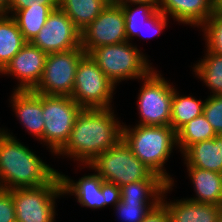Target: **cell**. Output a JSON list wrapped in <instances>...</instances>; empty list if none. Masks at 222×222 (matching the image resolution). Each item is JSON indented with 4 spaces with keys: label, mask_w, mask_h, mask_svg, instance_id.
Here are the masks:
<instances>
[{
    "label": "cell",
    "mask_w": 222,
    "mask_h": 222,
    "mask_svg": "<svg viewBox=\"0 0 222 222\" xmlns=\"http://www.w3.org/2000/svg\"><path fill=\"white\" fill-rule=\"evenodd\" d=\"M159 4L141 3L135 8L132 5L121 6L125 17V29L127 41L133 37L142 36V28L145 20H148L157 10Z\"/></svg>",
    "instance_id": "4316f807"
},
{
    "label": "cell",
    "mask_w": 222,
    "mask_h": 222,
    "mask_svg": "<svg viewBox=\"0 0 222 222\" xmlns=\"http://www.w3.org/2000/svg\"><path fill=\"white\" fill-rule=\"evenodd\" d=\"M47 55L31 42H27L0 74H10L19 80L14 90H33L42 78Z\"/></svg>",
    "instance_id": "5bb4252c"
},
{
    "label": "cell",
    "mask_w": 222,
    "mask_h": 222,
    "mask_svg": "<svg viewBox=\"0 0 222 222\" xmlns=\"http://www.w3.org/2000/svg\"><path fill=\"white\" fill-rule=\"evenodd\" d=\"M190 180L194 184L195 197L188 198L195 202L222 206V173L186 166Z\"/></svg>",
    "instance_id": "ac0fdd59"
},
{
    "label": "cell",
    "mask_w": 222,
    "mask_h": 222,
    "mask_svg": "<svg viewBox=\"0 0 222 222\" xmlns=\"http://www.w3.org/2000/svg\"><path fill=\"white\" fill-rule=\"evenodd\" d=\"M88 167L116 190L125 184L144 179H162L142 163L123 140L99 154Z\"/></svg>",
    "instance_id": "277c9868"
},
{
    "label": "cell",
    "mask_w": 222,
    "mask_h": 222,
    "mask_svg": "<svg viewBox=\"0 0 222 222\" xmlns=\"http://www.w3.org/2000/svg\"><path fill=\"white\" fill-rule=\"evenodd\" d=\"M142 80L143 86L137 97L140 115L138 125H170L171 102L175 87L154 69Z\"/></svg>",
    "instance_id": "9c48e42d"
},
{
    "label": "cell",
    "mask_w": 222,
    "mask_h": 222,
    "mask_svg": "<svg viewBox=\"0 0 222 222\" xmlns=\"http://www.w3.org/2000/svg\"><path fill=\"white\" fill-rule=\"evenodd\" d=\"M205 100H197L192 95L180 96L174 88L171 102L170 126L177 132L182 126L192 119L203 114Z\"/></svg>",
    "instance_id": "cb8c5ba5"
},
{
    "label": "cell",
    "mask_w": 222,
    "mask_h": 222,
    "mask_svg": "<svg viewBox=\"0 0 222 222\" xmlns=\"http://www.w3.org/2000/svg\"><path fill=\"white\" fill-rule=\"evenodd\" d=\"M219 145H220V152H221V158H222V134L219 135Z\"/></svg>",
    "instance_id": "74e56055"
},
{
    "label": "cell",
    "mask_w": 222,
    "mask_h": 222,
    "mask_svg": "<svg viewBox=\"0 0 222 222\" xmlns=\"http://www.w3.org/2000/svg\"><path fill=\"white\" fill-rule=\"evenodd\" d=\"M142 222H170L168 208L160 200L154 207L151 208Z\"/></svg>",
    "instance_id": "d6a6232c"
},
{
    "label": "cell",
    "mask_w": 222,
    "mask_h": 222,
    "mask_svg": "<svg viewBox=\"0 0 222 222\" xmlns=\"http://www.w3.org/2000/svg\"><path fill=\"white\" fill-rule=\"evenodd\" d=\"M206 52L204 58L194 64L193 72L212 91L211 95H222V55Z\"/></svg>",
    "instance_id": "d4e9b609"
},
{
    "label": "cell",
    "mask_w": 222,
    "mask_h": 222,
    "mask_svg": "<svg viewBox=\"0 0 222 222\" xmlns=\"http://www.w3.org/2000/svg\"><path fill=\"white\" fill-rule=\"evenodd\" d=\"M167 185L163 179H144L121 186L117 197L122 202L158 203Z\"/></svg>",
    "instance_id": "ffe728a7"
},
{
    "label": "cell",
    "mask_w": 222,
    "mask_h": 222,
    "mask_svg": "<svg viewBox=\"0 0 222 222\" xmlns=\"http://www.w3.org/2000/svg\"><path fill=\"white\" fill-rule=\"evenodd\" d=\"M203 115L215 133L222 134V95H210L206 98Z\"/></svg>",
    "instance_id": "f546056e"
},
{
    "label": "cell",
    "mask_w": 222,
    "mask_h": 222,
    "mask_svg": "<svg viewBox=\"0 0 222 222\" xmlns=\"http://www.w3.org/2000/svg\"><path fill=\"white\" fill-rule=\"evenodd\" d=\"M112 108L82 109L65 146L56 154L74 158L86 167L99 154L122 140L123 125Z\"/></svg>",
    "instance_id": "6da1fadb"
},
{
    "label": "cell",
    "mask_w": 222,
    "mask_h": 222,
    "mask_svg": "<svg viewBox=\"0 0 222 222\" xmlns=\"http://www.w3.org/2000/svg\"><path fill=\"white\" fill-rule=\"evenodd\" d=\"M217 137L201 141L189 146L184 152V164L186 166L222 173V158Z\"/></svg>",
    "instance_id": "d6986e66"
},
{
    "label": "cell",
    "mask_w": 222,
    "mask_h": 222,
    "mask_svg": "<svg viewBox=\"0 0 222 222\" xmlns=\"http://www.w3.org/2000/svg\"><path fill=\"white\" fill-rule=\"evenodd\" d=\"M0 222H16V213L12 194L0 189Z\"/></svg>",
    "instance_id": "1f68e13d"
},
{
    "label": "cell",
    "mask_w": 222,
    "mask_h": 222,
    "mask_svg": "<svg viewBox=\"0 0 222 222\" xmlns=\"http://www.w3.org/2000/svg\"><path fill=\"white\" fill-rule=\"evenodd\" d=\"M10 0H0V15L7 13L8 5Z\"/></svg>",
    "instance_id": "d590c367"
},
{
    "label": "cell",
    "mask_w": 222,
    "mask_h": 222,
    "mask_svg": "<svg viewBox=\"0 0 222 222\" xmlns=\"http://www.w3.org/2000/svg\"><path fill=\"white\" fill-rule=\"evenodd\" d=\"M158 10L178 23L201 26L214 13L213 0H159Z\"/></svg>",
    "instance_id": "e0dca14e"
},
{
    "label": "cell",
    "mask_w": 222,
    "mask_h": 222,
    "mask_svg": "<svg viewBox=\"0 0 222 222\" xmlns=\"http://www.w3.org/2000/svg\"><path fill=\"white\" fill-rule=\"evenodd\" d=\"M217 222H222V210H221L220 215H219V217L217 219Z\"/></svg>",
    "instance_id": "f35d334b"
},
{
    "label": "cell",
    "mask_w": 222,
    "mask_h": 222,
    "mask_svg": "<svg viewBox=\"0 0 222 222\" xmlns=\"http://www.w3.org/2000/svg\"><path fill=\"white\" fill-rule=\"evenodd\" d=\"M201 27L206 50L222 55V13L214 11Z\"/></svg>",
    "instance_id": "83f0119b"
},
{
    "label": "cell",
    "mask_w": 222,
    "mask_h": 222,
    "mask_svg": "<svg viewBox=\"0 0 222 222\" xmlns=\"http://www.w3.org/2000/svg\"><path fill=\"white\" fill-rule=\"evenodd\" d=\"M214 11L222 13V0H213Z\"/></svg>",
    "instance_id": "8d00e7d4"
},
{
    "label": "cell",
    "mask_w": 222,
    "mask_h": 222,
    "mask_svg": "<svg viewBox=\"0 0 222 222\" xmlns=\"http://www.w3.org/2000/svg\"><path fill=\"white\" fill-rule=\"evenodd\" d=\"M89 55L116 86L123 80H142L154 69L147 56L130 41L96 47Z\"/></svg>",
    "instance_id": "5b68a950"
},
{
    "label": "cell",
    "mask_w": 222,
    "mask_h": 222,
    "mask_svg": "<svg viewBox=\"0 0 222 222\" xmlns=\"http://www.w3.org/2000/svg\"><path fill=\"white\" fill-rule=\"evenodd\" d=\"M10 101L20 123L42 143L44 130L43 94L33 90H14Z\"/></svg>",
    "instance_id": "9a60e30c"
},
{
    "label": "cell",
    "mask_w": 222,
    "mask_h": 222,
    "mask_svg": "<svg viewBox=\"0 0 222 222\" xmlns=\"http://www.w3.org/2000/svg\"><path fill=\"white\" fill-rule=\"evenodd\" d=\"M173 186V184H168L161 196V201L168 208L170 222H217L222 206L195 202L188 198L175 200L176 202L165 200L164 194L172 190Z\"/></svg>",
    "instance_id": "2e32d148"
},
{
    "label": "cell",
    "mask_w": 222,
    "mask_h": 222,
    "mask_svg": "<svg viewBox=\"0 0 222 222\" xmlns=\"http://www.w3.org/2000/svg\"><path fill=\"white\" fill-rule=\"evenodd\" d=\"M126 41L125 17L122 7L111 3L81 31V47L86 54L96 47Z\"/></svg>",
    "instance_id": "8fae6325"
},
{
    "label": "cell",
    "mask_w": 222,
    "mask_h": 222,
    "mask_svg": "<svg viewBox=\"0 0 222 222\" xmlns=\"http://www.w3.org/2000/svg\"><path fill=\"white\" fill-rule=\"evenodd\" d=\"M83 108L69 96L43 94V143L57 154L68 142L73 125Z\"/></svg>",
    "instance_id": "ba28073f"
},
{
    "label": "cell",
    "mask_w": 222,
    "mask_h": 222,
    "mask_svg": "<svg viewBox=\"0 0 222 222\" xmlns=\"http://www.w3.org/2000/svg\"><path fill=\"white\" fill-rule=\"evenodd\" d=\"M215 137L217 134L205 116L201 114L176 132V143L182 154L189 146Z\"/></svg>",
    "instance_id": "484cf974"
},
{
    "label": "cell",
    "mask_w": 222,
    "mask_h": 222,
    "mask_svg": "<svg viewBox=\"0 0 222 222\" xmlns=\"http://www.w3.org/2000/svg\"><path fill=\"white\" fill-rule=\"evenodd\" d=\"M64 195L76 196L77 202L87 208L100 209L114 205L117 190L106 184L99 174L83 175L78 181L60 173Z\"/></svg>",
    "instance_id": "4fadbf2b"
},
{
    "label": "cell",
    "mask_w": 222,
    "mask_h": 222,
    "mask_svg": "<svg viewBox=\"0 0 222 222\" xmlns=\"http://www.w3.org/2000/svg\"><path fill=\"white\" fill-rule=\"evenodd\" d=\"M167 20L168 17L165 14H163L160 10H157L148 20L144 21L142 28V36H137V37H141L143 39L148 37L150 38V36L157 34L160 35L161 31L164 30V28L167 26L168 22ZM148 32L149 34L152 33V35L149 36ZM145 33L148 34V37L145 35Z\"/></svg>",
    "instance_id": "4dcf8cb0"
},
{
    "label": "cell",
    "mask_w": 222,
    "mask_h": 222,
    "mask_svg": "<svg viewBox=\"0 0 222 222\" xmlns=\"http://www.w3.org/2000/svg\"><path fill=\"white\" fill-rule=\"evenodd\" d=\"M85 55L81 46L48 54L42 78L33 91L45 95L71 97L76 70Z\"/></svg>",
    "instance_id": "30bf717a"
},
{
    "label": "cell",
    "mask_w": 222,
    "mask_h": 222,
    "mask_svg": "<svg viewBox=\"0 0 222 222\" xmlns=\"http://www.w3.org/2000/svg\"><path fill=\"white\" fill-rule=\"evenodd\" d=\"M157 203L122 202L118 197L114 201V211L123 222H142L152 207Z\"/></svg>",
    "instance_id": "f1b7e54d"
},
{
    "label": "cell",
    "mask_w": 222,
    "mask_h": 222,
    "mask_svg": "<svg viewBox=\"0 0 222 222\" xmlns=\"http://www.w3.org/2000/svg\"><path fill=\"white\" fill-rule=\"evenodd\" d=\"M58 5L31 6L16 10L10 16L15 20L27 42H31L44 26L46 19Z\"/></svg>",
    "instance_id": "7402d4cb"
},
{
    "label": "cell",
    "mask_w": 222,
    "mask_h": 222,
    "mask_svg": "<svg viewBox=\"0 0 222 222\" xmlns=\"http://www.w3.org/2000/svg\"><path fill=\"white\" fill-rule=\"evenodd\" d=\"M39 4L58 5V0H10L6 15H10L16 10H21L31 6H38Z\"/></svg>",
    "instance_id": "836d02e7"
},
{
    "label": "cell",
    "mask_w": 222,
    "mask_h": 222,
    "mask_svg": "<svg viewBox=\"0 0 222 222\" xmlns=\"http://www.w3.org/2000/svg\"><path fill=\"white\" fill-rule=\"evenodd\" d=\"M109 3L119 5V6H126V5L136 6L137 4H141V3L159 4V0H109Z\"/></svg>",
    "instance_id": "e575fe53"
},
{
    "label": "cell",
    "mask_w": 222,
    "mask_h": 222,
    "mask_svg": "<svg viewBox=\"0 0 222 222\" xmlns=\"http://www.w3.org/2000/svg\"><path fill=\"white\" fill-rule=\"evenodd\" d=\"M115 87L90 55L86 54L78 64L71 98L83 109L113 108L111 99Z\"/></svg>",
    "instance_id": "52a82bcc"
},
{
    "label": "cell",
    "mask_w": 222,
    "mask_h": 222,
    "mask_svg": "<svg viewBox=\"0 0 222 222\" xmlns=\"http://www.w3.org/2000/svg\"><path fill=\"white\" fill-rule=\"evenodd\" d=\"M7 131L0 128V189L43 186L59 173Z\"/></svg>",
    "instance_id": "7a4b0ae2"
},
{
    "label": "cell",
    "mask_w": 222,
    "mask_h": 222,
    "mask_svg": "<svg viewBox=\"0 0 222 222\" xmlns=\"http://www.w3.org/2000/svg\"><path fill=\"white\" fill-rule=\"evenodd\" d=\"M108 4L109 0H58V8L80 31L94 21Z\"/></svg>",
    "instance_id": "44dd1931"
},
{
    "label": "cell",
    "mask_w": 222,
    "mask_h": 222,
    "mask_svg": "<svg viewBox=\"0 0 222 222\" xmlns=\"http://www.w3.org/2000/svg\"><path fill=\"white\" fill-rule=\"evenodd\" d=\"M122 140L153 173L159 175L168 184H174L173 178L168 175L164 167L174 146L177 147L176 132L170 125H135L131 128L124 124Z\"/></svg>",
    "instance_id": "3957f363"
},
{
    "label": "cell",
    "mask_w": 222,
    "mask_h": 222,
    "mask_svg": "<svg viewBox=\"0 0 222 222\" xmlns=\"http://www.w3.org/2000/svg\"><path fill=\"white\" fill-rule=\"evenodd\" d=\"M27 43L10 15H0V72Z\"/></svg>",
    "instance_id": "603a6c76"
},
{
    "label": "cell",
    "mask_w": 222,
    "mask_h": 222,
    "mask_svg": "<svg viewBox=\"0 0 222 222\" xmlns=\"http://www.w3.org/2000/svg\"><path fill=\"white\" fill-rule=\"evenodd\" d=\"M9 191L13 198L16 222H54L55 199L64 195L60 172L43 186Z\"/></svg>",
    "instance_id": "8992f818"
},
{
    "label": "cell",
    "mask_w": 222,
    "mask_h": 222,
    "mask_svg": "<svg viewBox=\"0 0 222 222\" xmlns=\"http://www.w3.org/2000/svg\"><path fill=\"white\" fill-rule=\"evenodd\" d=\"M31 43L50 54L81 46V31L59 8L52 11Z\"/></svg>",
    "instance_id": "7c38bea8"
}]
</instances>
